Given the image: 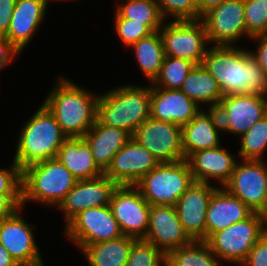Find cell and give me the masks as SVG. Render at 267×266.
Segmentation results:
<instances>
[{
  "label": "cell",
  "instance_id": "obj_1",
  "mask_svg": "<svg viewBox=\"0 0 267 266\" xmlns=\"http://www.w3.org/2000/svg\"><path fill=\"white\" fill-rule=\"evenodd\" d=\"M202 65L216 79L223 96L258 94L267 97V77L249 50L213 45Z\"/></svg>",
  "mask_w": 267,
  "mask_h": 266
},
{
  "label": "cell",
  "instance_id": "obj_2",
  "mask_svg": "<svg viewBox=\"0 0 267 266\" xmlns=\"http://www.w3.org/2000/svg\"><path fill=\"white\" fill-rule=\"evenodd\" d=\"M92 92L60 78L44 100L62 132L68 137H83L97 120V102Z\"/></svg>",
  "mask_w": 267,
  "mask_h": 266
},
{
  "label": "cell",
  "instance_id": "obj_3",
  "mask_svg": "<svg viewBox=\"0 0 267 266\" xmlns=\"http://www.w3.org/2000/svg\"><path fill=\"white\" fill-rule=\"evenodd\" d=\"M67 138L53 113L42 103L21 129L13 160L22 170L31 164L56 158Z\"/></svg>",
  "mask_w": 267,
  "mask_h": 266
},
{
  "label": "cell",
  "instance_id": "obj_4",
  "mask_svg": "<svg viewBox=\"0 0 267 266\" xmlns=\"http://www.w3.org/2000/svg\"><path fill=\"white\" fill-rule=\"evenodd\" d=\"M110 90L99 95L97 119L102 124L124 129L133 135L150 117L151 86L145 88L128 84Z\"/></svg>",
  "mask_w": 267,
  "mask_h": 266
},
{
  "label": "cell",
  "instance_id": "obj_5",
  "mask_svg": "<svg viewBox=\"0 0 267 266\" xmlns=\"http://www.w3.org/2000/svg\"><path fill=\"white\" fill-rule=\"evenodd\" d=\"M77 181L57 158L31 164L22 169V208L27 201L57 207Z\"/></svg>",
  "mask_w": 267,
  "mask_h": 266
},
{
  "label": "cell",
  "instance_id": "obj_6",
  "mask_svg": "<svg viewBox=\"0 0 267 266\" xmlns=\"http://www.w3.org/2000/svg\"><path fill=\"white\" fill-rule=\"evenodd\" d=\"M194 182L186 159L162 162L145 174L134 186L150 205H173Z\"/></svg>",
  "mask_w": 267,
  "mask_h": 266
},
{
  "label": "cell",
  "instance_id": "obj_7",
  "mask_svg": "<svg viewBox=\"0 0 267 266\" xmlns=\"http://www.w3.org/2000/svg\"><path fill=\"white\" fill-rule=\"evenodd\" d=\"M266 225L267 216L254 212L247 219L214 233L206 242L220 260L241 264L267 231Z\"/></svg>",
  "mask_w": 267,
  "mask_h": 266
},
{
  "label": "cell",
  "instance_id": "obj_8",
  "mask_svg": "<svg viewBox=\"0 0 267 266\" xmlns=\"http://www.w3.org/2000/svg\"><path fill=\"white\" fill-rule=\"evenodd\" d=\"M159 33L166 56L186 59L195 65L202 64L209 41L201 19L163 23Z\"/></svg>",
  "mask_w": 267,
  "mask_h": 266
},
{
  "label": "cell",
  "instance_id": "obj_9",
  "mask_svg": "<svg viewBox=\"0 0 267 266\" xmlns=\"http://www.w3.org/2000/svg\"><path fill=\"white\" fill-rule=\"evenodd\" d=\"M64 232L66 238L71 239L80 249L123 235L110 206L89 208L79 212L66 224Z\"/></svg>",
  "mask_w": 267,
  "mask_h": 266
},
{
  "label": "cell",
  "instance_id": "obj_10",
  "mask_svg": "<svg viewBox=\"0 0 267 266\" xmlns=\"http://www.w3.org/2000/svg\"><path fill=\"white\" fill-rule=\"evenodd\" d=\"M242 162L237 161L229 181L223 188L239 198L253 212L267 216V165L264 160Z\"/></svg>",
  "mask_w": 267,
  "mask_h": 266
},
{
  "label": "cell",
  "instance_id": "obj_11",
  "mask_svg": "<svg viewBox=\"0 0 267 266\" xmlns=\"http://www.w3.org/2000/svg\"><path fill=\"white\" fill-rule=\"evenodd\" d=\"M123 235L143 239L149 228L150 204L135 186H118L109 204Z\"/></svg>",
  "mask_w": 267,
  "mask_h": 266
},
{
  "label": "cell",
  "instance_id": "obj_12",
  "mask_svg": "<svg viewBox=\"0 0 267 266\" xmlns=\"http://www.w3.org/2000/svg\"><path fill=\"white\" fill-rule=\"evenodd\" d=\"M216 110L222 131L241 137L267 115V97L249 93L224 96Z\"/></svg>",
  "mask_w": 267,
  "mask_h": 266
},
{
  "label": "cell",
  "instance_id": "obj_13",
  "mask_svg": "<svg viewBox=\"0 0 267 266\" xmlns=\"http://www.w3.org/2000/svg\"><path fill=\"white\" fill-rule=\"evenodd\" d=\"M158 161L177 162L185 159L182 149L181 126L149 117L132 135Z\"/></svg>",
  "mask_w": 267,
  "mask_h": 266
},
{
  "label": "cell",
  "instance_id": "obj_14",
  "mask_svg": "<svg viewBox=\"0 0 267 266\" xmlns=\"http://www.w3.org/2000/svg\"><path fill=\"white\" fill-rule=\"evenodd\" d=\"M201 20L209 43L234 46L238 39L240 41L246 35L244 0H225L205 13Z\"/></svg>",
  "mask_w": 267,
  "mask_h": 266
},
{
  "label": "cell",
  "instance_id": "obj_15",
  "mask_svg": "<svg viewBox=\"0 0 267 266\" xmlns=\"http://www.w3.org/2000/svg\"><path fill=\"white\" fill-rule=\"evenodd\" d=\"M159 161L134 138H131L112 158L104 174L118 186H134Z\"/></svg>",
  "mask_w": 267,
  "mask_h": 266
},
{
  "label": "cell",
  "instance_id": "obj_16",
  "mask_svg": "<svg viewBox=\"0 0 267 266\" xmlns=\"http://www.w3.org/2000/svg\"><path fill=\"white\" fill-rule=\"evenodd\" d=\"M143 239L165 255L193 241L184 230L173 205H150L149 228Z\"/></svg>",
  "mask_w": 267,
  "mask_h": 266
},
{
  "label": "cell",
  "instance_id": "obj_17",
  "mask_svg": "<svg viewBox=\"0 0 267 266\" xmlns=\"http://www.w3.org/2000/svg\"><path fill=\"white\" fill-rule=\"evenodd\" d=\"M118 185L105 174L92 179L78 180L57 208L64 212L66 224L79 212L109 206Z\"/></svg>",
  "mask_w": 267,
  "mask_h": 266
},
{
  "label": "cell",
  "instance_id": "obj_18",
  "mask_svg": "<svg viewBox=\"0 0 267 266\" xmlns=\"http://www.w3.org/2000/svg\"><path fill=\"white\" fill-rule=\"evenodd\" d=\"M19 208L12 216L0 220V243L19 265L43 264L32 228L22 218Z\"/></svg>",
  "mask_w": 267,
  "mask_h": 266
},
{
  "label": "cell",
  "instance_id": "obj_19",
  "mask_svg": "<svg viewBox=\"0 0 267 266\" xmlns=\"http://www.w3.org/2000/svg\"><path fill=\"white\" fill-rule=\"evenodd\" d=\"M218 187L193 182L175 207L184 230L193 241H206V213L209 200Z\"/></svg>",
  "mask_w": 267,
  "mask_h": 266
},
{
  "label": "cell",
  "instance_id": "obj_20",
  "mask_svg": "<svg viewBox=\"0 0 267 266\" xmlns=\"http://www.w3.org/2000/svg\"><path fill=\"white\" fill-rule=\"evenodd\" d=\"M200 110L180 89L151 87L150 117L153 119L183 126Z\"/></svg>",
  "mask_w": 267,
  "mask_h": 266
},
{
  "label": "cell",
  "instance_id": "obj_21",
  "mask_svg": "<svg viewBox=\"0 0 267 266\" xmlns=\"http://www.w3.org/2000/svg\"><path fill=\"white\" fill-rule=\"evenodd\" d=\"M200 110L187 124L181 126L182 149L185 159L196 151L220 146V118L216 109Z\"/></svg>",
  "mask_w": 267,
  "mask_h": 266
},
{
  "label": "cell",
  "instance_id": "obj_22",
  "mask_svg": "<svg viewBox=\"0 0 267 266\" xmlns=\"http://www.w3.org/2000/svg\"><path fill=\"white\" fill-rule=\"evenodd\" d=\"M221 188V189H220ZM218 187L212 194L206 213V241L216 232L243 221L254 212L239 198Z\"/></svg>",
  "mask_w": 267,
  "mask_h": 266
},
{
  "label": "cell",
  "instance_id": "obj_23",
  "mask_svg": "<svg viewBox=\"0 0 267 266\" xmlns=\"http://www.w3.org/2000/svg\"><path fill=\"white\" fill-rule=\"evenodd\" d=\"M221 145L212 149L196 151L186 160L195 182L210 184L209 179L219 181L221 187L230 179L236 165L234 155H231Z\"/></svg>",
  "mask_w": 267,
  "mask_h": 266
},
{
  "label": "cell",
  "instance_id": "obj_24",
  "mask_svg": "<svg viewBox=\"0 0 267 266\" xmlns=\"http://www.w3.org/2000/svg\"><path fill=\"white\" fill-rule=\"evenodd\" d=\"M47 6V0H16L9 29L3 37L22 52L42 24Z\"/></svg>",
  "mask_w": 267,
  "mask_h": 266
},
{
  "label": "cell",
  "instance_id": "obj_25",
  "mask_svg": "<svg viewBox=\"0 0 267 266\" xmlns=\"http://www.w3.org/2000/svg\"><path fill=\"white\" fill-rule=\"evenodd\" d=\"M98 167L105 172L114 155L132 138L124 129L107 126L98 119L83 136Z\"/></svg>",
  "mask_w": 267,
  "mask_h": 266
},
{
  "label": "cell",
  "instance_id": "obj_26",
  "mask_svg": "<svg viewBox=\"0 0 267 266\" xmlns=\"http://www.w3.org/2000/svg\"><path fill=\"white\" fill-rule=\"evenodd\" d=\"M56 158L77 180L92 179L104 174L83 137L67 138L58 150Z\"/></svg>",
  "mask_w": 267,
  "mask_h": 266
},
{
  "label": "cell",
  "instance_id": "obj_27",
  "mask_svg": "<svg viewBox=\"0 0 267 266\" xmlns=\"http://www.w3.org/2000/svg\"><path fill=\"white\" fill-rule=\"evenodd\" d=\"M180 90L198 105L210 104V109H216L224 97L218 82L202 64L191 69Z\"/></svg>",
  "mask_w": 267,
  "mask_h": 266
},
{
  "label": "cell",
  "instance_id": "obj_28",
  "mask_svg": "<svg viewBox=\"0 0 267 266\" xmlns=\"http://www.w3.org/2000/svg\"><path fill=\"white\" fill-rule=\"evenodd\" d=\"M134 237L119 238L84 246L81 250L90 266H125L129 258Z\"/></svg>",
  "mask_w": 267,
  "mask_h": 266
},
{
  "label": "cell",
  "instance_id": "obj_29",
  "mask_svg": "<svg viewBox=\"0 0 267 266\" xmlns=\"http://www.w3.org/2000/svg\"><path fill=\"white\" fill-rule=\"evenodd\" d=\"M131 47L137 59V64L143 74L152 83L159 75L162 63L165 58V51L163 42L159 31L151 33L149 36L141 38L135 42Z\"/></svg>",
  "mask_w": 267,
  "mask_h": 266
},
{
  "label": "cell",
  "instance_id": "obj_30",
  "mask_svg": "<svg viewBox=\"0 0 267 266\" xmlns=\"http://www.w3.org/2000/svg\"><path fill=\"white\" fill-rule=\"evenodd\" d=\"M220 260L206 241L191 243L166 255V266H221Z\"/></svg>",
  "mask_w": 267,
  "mask_h": 266
},
{
  "label": "cell",
  "instance_id": "obj_31",
  "mask_svg": "<svg viewBox=\"0 0 267 266\" xmlns=\"http://www.w3.org/2000/svg\"><path fill=\"white\" fill-rule=\"evenodd\" d=\"M117 12L131 22H142L153 32L159 31L163 25L158 4L154 0H126L123 4H117Z\"/></svg>",
  "mask_w": 267,
  "mask_h": 266
},
{
  "label": "cell",
  "instance_id": "obj_32",
  "mask_svg": "<svg viewBox=\"0 0 267 266\" xmlns=\"http://www.w3.org/2000/svg\"><path fill=\"white\" fill-rule=\"evenodd\" d=\"M194 66L195 64L189 60L165 56L159 75L154 79L151 87L180 89Z\"/></svg>",
  "mask_w": 267,
  "mask_h": 266
},
{
  "label": "cell",
  "instance_id": "obj_33",
  "mask_svg": "<svg viewBox=\"0 0 267 266\" xmlns=\"http://www.w3.org/2000/svg\"><path fill=\"white\" fill-rule=\"evenodd\" d=\"M239 138L241 148L238 154L241 160H263L262 155L267 148V115Z\"/></svg>",
  "mask_w": 267,
  "mask_h": 266
},
{
  "label": "cell",
  "instance_id": "obj_34",
  "mask_svg": "<svg viewBox=\"0 0 267 266\" xmlns=\"http://www.w3.org/2000/svg\"><path fill=\"white\" fill-rule=\"evenodd\" d=\"M166 266V255L152 243L136 239L125 266Z\"/></svg>",
  "mask_w": 267,
  "mask_h": 266
},
{
  "label": "cell",
  "instance_id": "obj_35",
  "mask_svg": "<svg viewBox=\"0 0 267 266\" xmlns=\"http://www.w3.org/2000/svg\"><path fill=\"white\" fill-rule=\"evenodd\" d=\"M246 36L267 35V0H244Z\"/></svg>",
  "mask_w": 267,
  "mask_h": 266
},
{
  "label": "cell",
  "instance_id": "obj_36",
  "mask_svg": "<svg viewBox=\"0 0 267 266\" xmlns=\"http://www.w3.org/2000/svg\"><path fill=\"white\" fill-rule=\"evenodd\" d=\"M159 7L164 19L167 14L174 17L175 21L199 20V10L197 0H154Z\"/></svg>",
  "mask_w": 267,
  "mask_h": 266
},
{
  "label": "cell",
  "instance_id": "obj_37",
  "mask_svg": "<svg viewBox=\"0 0 267 266\" xmlns=\"http://www.w3.org/2000/svg\"><path fill=\"white\" fill-rule=\"evenodd\" d=\"M115 32L120 40L131 47L141 38L149 36L153 31L142 22H131V19L123 18L117 11L115 15Z\"/></svg>",
  "mask_w": 267,
  "mask_h": 266
},
{
  "label": "cell",
  "instance_id": "obj_38",
  "mask_svg": "<svg viewBox=\"0 0 267 266\" xmlns=\"http://www.w3.org/2000/svg\"><path fill=\"white\" fill-rule=\"evenodd\" d=\"M22 170L14 162L10 169H0V194H22Z\"/></svg>",
  "mask_w": 267,
  "mask_h": 266
},
{
  "label": "cell",
  "instance_id": "obj_39",
  "mask_svg": "<svg viewBox=\"0 0 267 266\" xmlns=\"http://www.w3.org/2000/svg\"><path fill=\"white\" fill-rule=\"evenodd\" d=\"M241 266H267V231L255 243Z\"/></svg>",
  "mask_w": 267,
  "mask_h": 266
},
{
  "label": "cell",
  "instance_id": "obj_40",
  "mask_svg": "<svg viewBox=\"0 0 267 266\" xmlns=\"http://www.w3.org/2000/svg\"><path fill=\"white\" fill-rule=\"evenodd\" d=\"M22 208V194H0V220Z\"/></svg>",
  "mask_w": 267,
  "mask_h": 266
},
{
  "label": "cell",
  "instance_id": "obj_41",
  "mask_svg": "<svg viewBox=\"0 0 267 266\" xmlns=\"http://www.w3.org/2000/svg\"><path fill=\"white\" fill-rule=\"evenodd\" d=\"M16 0H0V37H3L10 26Z\"/></svg>",
  "mask_w": 267,
  "mask_h": 266
},
{
  "label": "cell",
  "instance_id": "obj_42",
  "mask_svg": "<svg viewBox=\"0 0 267 266\" xmlns=\"http://www.w3.org/2000/svg\"><path fill=\"white\" fill-rule=\"evenodd\" d=\"M252 38L253 40L257 39V42L259 40V44L256 52L250 51V54L257 61L267 77V35H257L251 37V39Z\"/></svg>",
  "mask_w": 267,
  "mask_h": 266
},
{
  "label": "cell",
  "instance_id": "obj_43",
  "mask_svg": "<svg viewBox=\"0 0 267 266\" xmlns=\"http://www.w3.org/2000/svg\"><path fill=\"white\" fill-rule=\"evenodd\" d=\"M20 52L7 38L0 37V69L11 63Z\"/></svg>",
  "mask_w": 267,
  "mask_h": 266
},
{
  "label": "cell",
  "instance_id": "obj_44",
  "mask_svg": "<svg viewBox=\"0 0 267 266\" xmlns=\"http://www.w3.org/2000/svg\"><path fill=\"white\" fill-rule=\"evenodd\" d=\"M225 0H197L199 19L212 8L219 6Z\"/></svg>",
  "mask_w": 267,
  "mask_h": 266
},
{
  "label": "cell",
  "instance_id": "obj_45",
  "mask_svg": "<svg viewBox=\"0 0 267 266\" xmlns=\"http://www.w3.org/2000/svg\"><path fill=\"white\" fill-rule=\"evenodd\" d=\"M0 266H20L1 243H0Z\"/></svg>",
  "mask_w": 267,
  "mask_h": 266
},
{
  "label": "cell",
  "instance_id": "obj_46",
  "mask_svg": "<svg viewBox=\"0 0 267 266\" xmlns=\"http://www.w3.org/2000/svg\"><path fill=\"white\" fill-rule=\"evenodd\" d=\"M20 266H44L43 264H38V265H20Z\"/></svg>",
  "mask_w": 267,
  "mask_h": 266
}]
</instances>
